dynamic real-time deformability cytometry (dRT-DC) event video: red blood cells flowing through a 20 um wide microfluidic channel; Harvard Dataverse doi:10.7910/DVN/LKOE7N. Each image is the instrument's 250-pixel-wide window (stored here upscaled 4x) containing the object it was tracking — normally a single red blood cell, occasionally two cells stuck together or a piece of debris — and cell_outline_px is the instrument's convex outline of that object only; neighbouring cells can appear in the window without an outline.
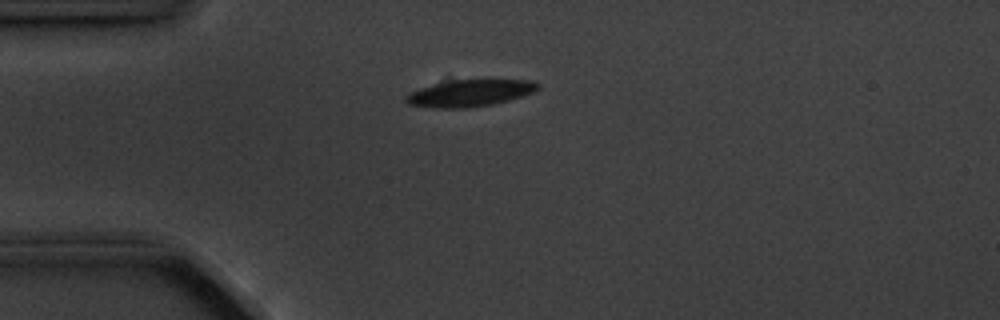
{"species": "common noctule bat (a hibernating species)", "species_latin": "Nyctalus noctula", "temperature_condition": "cold", "stored_images_in_passage": 2, "camera_frame_rate_fps": 3000, "um_per_image_px": 0.085, "animal": {"sex": "male", "body_mass_g": 20.1, "forearm_length_mm": 53.5}, "frame": {"image": 1, "passage_image": 1, "time_ms": 0.0, "image_size_px": [1000, 320], "cell_outline_px": [[540, 88], [536, 92], [508, 100], [492, 104], [468, 108], [436, 108], [408, 104], [404, 100], [404, 96], [408, 92], [432, 84], [452, 80], [488, 76], [532, 80], [540, 84]], "centroid_in_image_um": [40.02, 7.85], "position_along_channel_um": 45.0, "area_um2": 21.91}}